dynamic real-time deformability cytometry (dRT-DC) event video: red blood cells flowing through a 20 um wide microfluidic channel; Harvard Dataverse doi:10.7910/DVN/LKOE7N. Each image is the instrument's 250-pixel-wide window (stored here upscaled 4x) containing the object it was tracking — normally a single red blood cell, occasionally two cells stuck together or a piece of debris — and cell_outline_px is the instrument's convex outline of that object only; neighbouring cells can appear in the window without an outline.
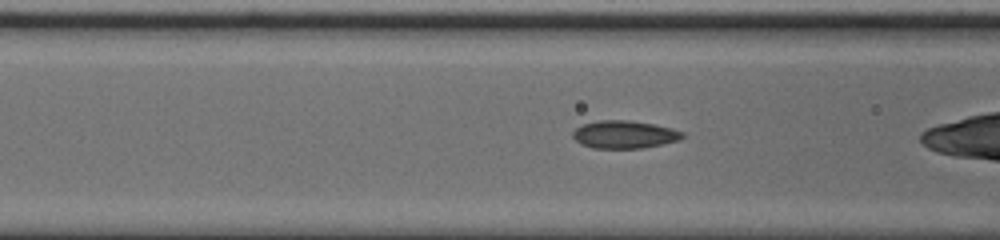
{"species": "common noctule bat (a hibernating species)", "species_latin": "Nyctalus noctula", "temperature_condition": "cold", "stored_images_in_passage": 49, "camera_frame_rate_fps": 3000, "um_per_image_px": 0.085, "animal": {"sex": "male", "body_mass_g": 20.0, "forearm_length_mm": 53.3}, "frame": {"image": 1, "passage_image": 14, "time_ms": 4.333, "image_size_px": [1000, 240], "cell_outline_px": [[684, 136], [680, 140], [640, 148], [592, 148], [580, 144], [572, 136], [572, 132], [576, 128], [584, 124], [600, 120], [628, 120], [652, 124], [672, 128], [684, 132]], "centroid_in_image_um": [53.06, 11.43], "position_along_channel_um": 113.5, "area_um2": 17.63}}
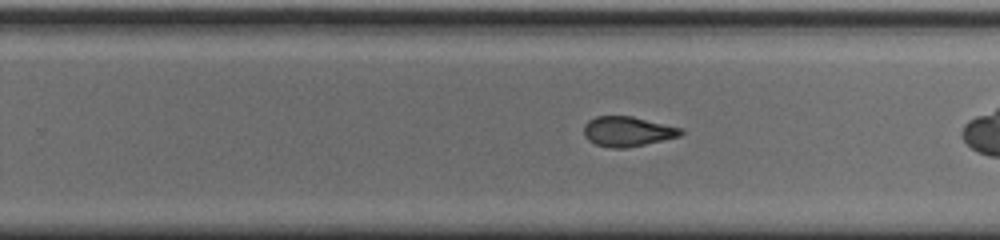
{"frame": {"image": 2, "passage_image": 27, "time_ms": 8.667, "image_size_px": [1000, 240], "cell_outline_px": [[684, 132], [680, 136], [644, 144], [624, 148], [612, 148], [596, 144], [588, 140], [584, 136], [584, 124], [588, 120], [596, 116], [632, 116], [680, 128]], "centroid_in_image_um": [53.29, 11.17], "position_along_channel_um": 276.5, "area_um2": 16.7}}
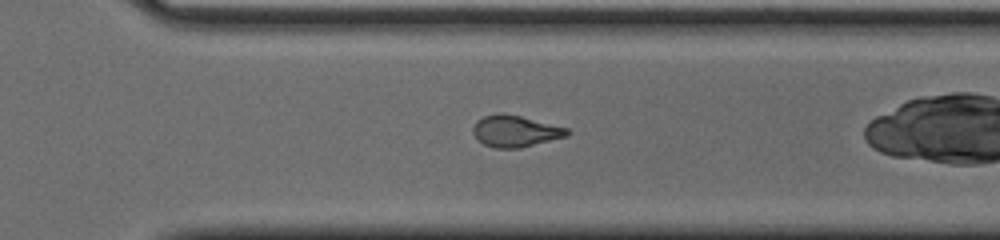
{"frame": {"image": 3, "passage_image": 31, "time_ms": 10.0, "image_size_px": [1000, 240], "cell_outline_px": [[572, 132], [568, 136], [520, 148], [496, 148], [484, 144], [476, 140], [472, 132], [472, 128], [476, 120], [484, 116], [500, 112], [504, 112], [568, 128]], "centroid_in_image_um": [43.78, 11.14], "position_along_channel_um": 326.8, "area_um2": 17.51}, "authors_computed_cell_mechanics": {"area_um2": 17.918, "velocity_mm_per_s": 3.7653, "shape_relaxation_time_tau1_ms": 7.6389, "shape_relaxation_time_tau2_ms": 1.857, "deformation_change_tau1": 0.1695, "deformation_change_tau2": 0.0709}}